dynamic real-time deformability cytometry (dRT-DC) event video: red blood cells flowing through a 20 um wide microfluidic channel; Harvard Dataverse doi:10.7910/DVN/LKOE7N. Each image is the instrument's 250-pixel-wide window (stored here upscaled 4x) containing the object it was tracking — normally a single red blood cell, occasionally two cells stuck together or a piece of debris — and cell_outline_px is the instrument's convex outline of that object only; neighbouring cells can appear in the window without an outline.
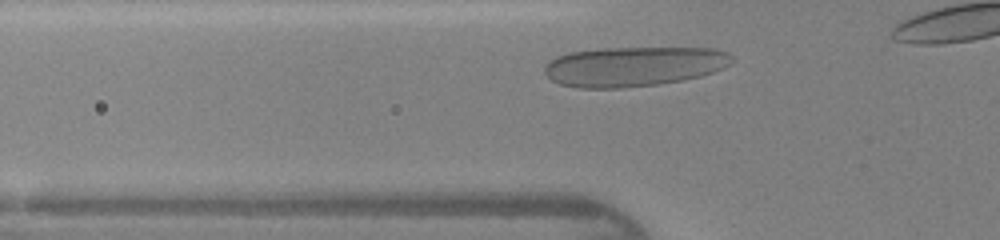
{"species": "human", "species_latin": "Homo sapiens", "temperature_condition": "warm", "stored_images_in_passage": 26, "camera_frame_rate_fps": 3000, "um_per_image_px": 0.085, "donor": {"sex": "female"}, "frame": {"image": 1, "passage_image": 3, "time_ms": 0.667, "image_size_px": [1000, 240], "cell_outline_px": [[732, 60], [724, 68], [700, 76], [684, 80], [656, 84], [620, 88], [576, 88], [560, 84], [552, 80], [544, 72], [544, 68], [556, 56], [568, 52], [604, 48], [716, 48], [728, 52], [732, 56]], "centroid_in_image_um": [53.87, 5.64], "position_along_channel_um": 71.9, "area_um2": 43.41}}
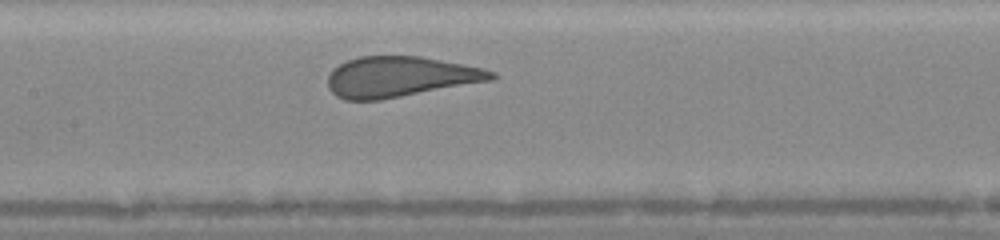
{"frame": {"image": 2, "passage_image": 10, "time_ms": 3.0, "image_size_px": [1000, 240], "cell_outline_px": [[496, 76], [492, 80], [380, 100], [344, 100], [336, 96], [328, 88], [328, 76], [332, 68], [348, 60], [360, 56], [420, 56], [484, 68], [496, 72]], "centroid_in_image_um": [33.98, 6.53], "position_along_channel_um": 173.4, "area_um2": 38.55}}
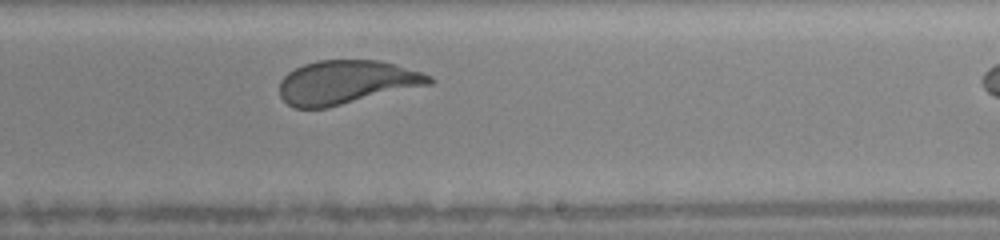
{"frame": {"image": 3, "passage_image": 16, "time_ms": 5.0, "image_size_px": [1000, 240], "cell_outline_px": [[436, 80], [432, 84], [328, 108], [296, 108], [288, 104], [280, 96], [280, 80], [288, 72], [304, 64], [316, 60], [376, 60], [392, 64], [420, 72], [432, 76]], "centroid_in_image_um": [29.44, 7.0], "position_along_channel_um": 259.6, "area_um2": 38.15}}